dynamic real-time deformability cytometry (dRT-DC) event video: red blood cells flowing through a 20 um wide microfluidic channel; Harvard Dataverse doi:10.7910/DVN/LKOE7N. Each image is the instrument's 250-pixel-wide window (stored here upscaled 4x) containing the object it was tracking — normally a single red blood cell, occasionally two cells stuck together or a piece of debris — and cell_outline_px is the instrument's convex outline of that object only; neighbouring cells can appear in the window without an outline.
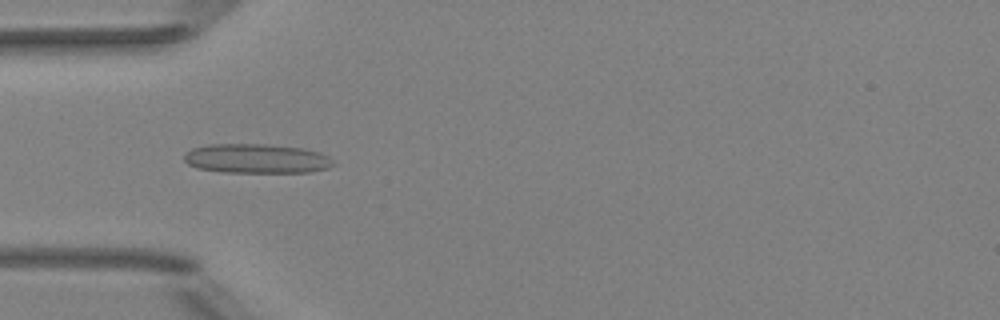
{"species": "Egyptian fruit bat (a non-hibernating species)", "species_latin": "Rousettus aegyptiacus", "temperature_condition": "room temperature", "stored_images_in_passage": 45, "camera_frame_rate_fps": 3000, "um_per_image_px": 0.085, "animal": {"sex": "female"}, "frame": {"image": 1, "passage_image": 10, "time_ms": 3.0, "image_size_px": [1000, 320], "cell_outline_px": [[336, 164], [328, 168], [308, 172], [224, 172], [196, 168], [188, 164], [184, 160], [184, 156], [192, 148], [208, 144], [264, 144], [304, 148], [320, 152], [328, 156]], "centroid_in_image_um": [21.81, 13.48], "position_along_channel_um": 63.2, "area_um2": 25.61}}
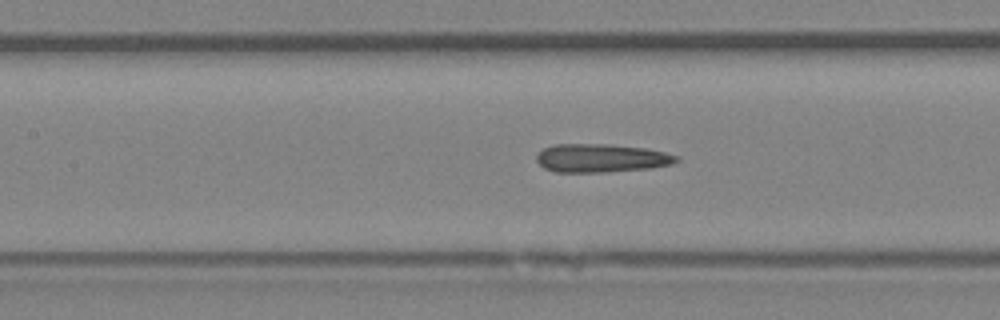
{"frame": {"image": 2, "passage_image": 17, "time_ms": 5.333, "image_size_px": [1000, 320], "cell_outline_px": [[680, 160], [672, 164], [648, 168], [604, 172], [556, 172], [544, 168], [536, 160], [536, 156], [544, 148], [552, 144], [608, 144], [644, 148], [664, 152], [680, 156]], "centroid_in_image_um": [51.1, 13.43], "position_along_channel_um": 156.3, "area_um2": 23.12}}
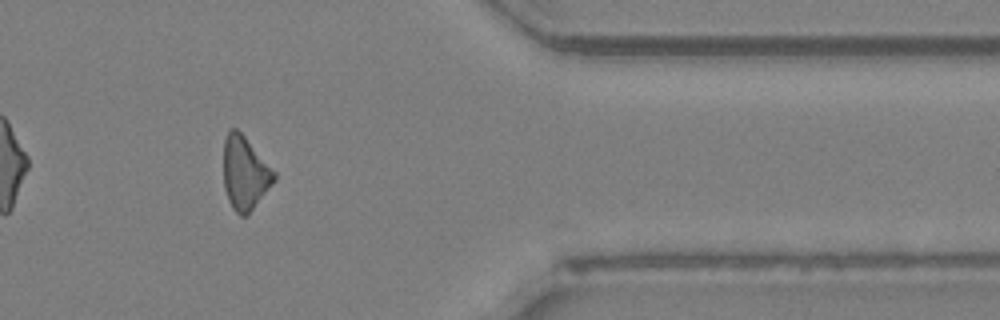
{"frame": {"image": 3, "passage_image": 36, "time_ms": 11.667, "image_size_px": [1000, 320], "cell_outline_px": [[276, 180], [248, 216], [240, 216], [232, 208], [228, 200], [224, 188], [224, 140], [228, 132], [232, 128], [236, 128], [244, 136], [276, 172]], "centroid_in_image_um": [20.83, 14.76], "position_along_channel_um": 390.6, "area_um2": 21.68}, "authors_computed_cell_mechanics": {"area_um2": 22.542, "velocity_mm_per_s": 4.0372, "shape_relaxation_time_tau1_ms": null, "shape_relaxation_time_tau2_ms": 5.7944, "deformation_change_tau1": null, "deformation_change_tau2": 0.223}}